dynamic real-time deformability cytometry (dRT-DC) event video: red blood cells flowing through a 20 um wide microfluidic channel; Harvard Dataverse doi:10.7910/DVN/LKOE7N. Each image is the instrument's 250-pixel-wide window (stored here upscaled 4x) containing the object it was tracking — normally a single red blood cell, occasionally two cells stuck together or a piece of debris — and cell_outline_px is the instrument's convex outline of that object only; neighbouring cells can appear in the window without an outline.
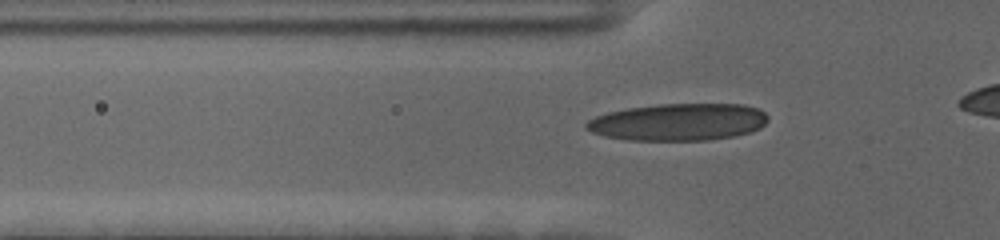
{"species": "human", "species_latin": "Homo sapiens", "temperature_condition": "cold", "stored_images_in_passage": 38, "camera_frame_rate_fps": 3000, "um_per_image_px": 0.085, "donor": {"sex": "female"}, "frame": {"image": 1, "passage_image": 7, "time_ms": 2.0, "image_size_px": [1000, 240], "cell_outline_px": [[768, 120], [760, 128], [752, 132], [732, 136], [708, 140], [628, 140], [604, 136], [592, 132], [584, 128], [584, 124], [588, 120], [596, 116], [608, 112], [628, 108], [660, 104], [744, 104], [760, 108], [768, 116]], "centroid_in_image_um": [57.68, 10.37], "position_along_channel_um": 68.1, "area_um2": 39.48}}
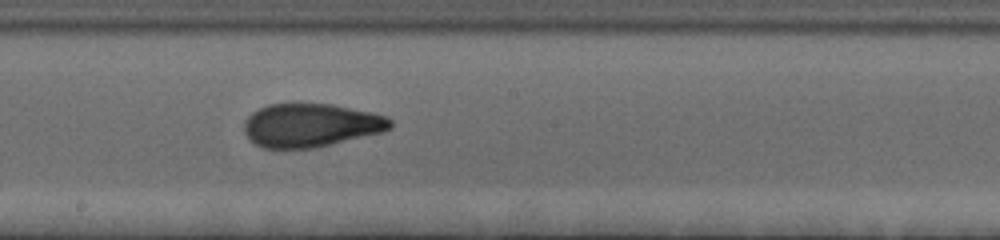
{"frame": {"image": 2, "passage_image": 20, "time_ms": 6.333, "image_size_px": [1000, 240], "cell_outline_px": [[392, 128], [384, 132], [312, 148], [264, 148], [256, 144], [244, 132], [244, 120], [252, 112], [268, 104], [332, 104], [372, 112], [388, 116], [392, 120]], "centroid_in_image_um": [26.45, 10.64], "position_along_channel_um": 221.8, "area_um2": 36.99}}
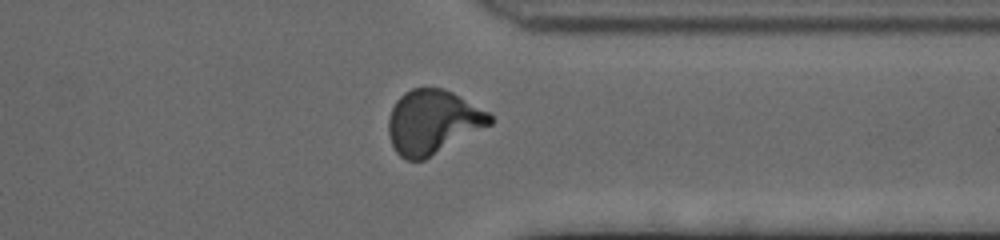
{"frame": {"image": 3, "passage_image": 33, "time_ms": 10.667, "image_size_px": [1000, 240], "cell_outline_px": [[492, 124], [424, 160], [404, 160], [396, 152], [388, 136], [388, 116], [396, 100], [404, 92], [412, 88], [440, 88], [452, 92], [488, 112], [492, 116]], "centroid_in_image_um": [36.75, 10.38], "position_along_channel_um": 374.7, "area_um2": 37.8}}